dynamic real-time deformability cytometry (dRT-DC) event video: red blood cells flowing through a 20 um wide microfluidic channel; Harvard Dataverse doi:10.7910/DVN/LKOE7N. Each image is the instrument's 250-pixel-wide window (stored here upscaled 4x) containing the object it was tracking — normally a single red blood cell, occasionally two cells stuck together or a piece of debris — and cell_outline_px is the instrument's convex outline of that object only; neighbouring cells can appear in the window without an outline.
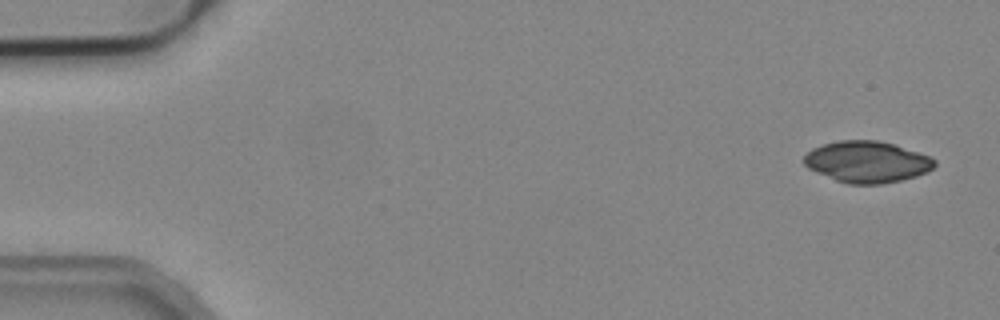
{"species": "common noctule bat (a hibernating species)", "species_latin": "Nyctalus noctula", "temperature_condition": "cold", "stored_images_in_passage": 8, "camera_frame_rate_fps": 3000, "um_per_image_px": 0.085, "animal": {"sex": "male", "body_mass_g": 19.2, "forearm_length_mm": 51.8}, "frame": {"image": 1, "passage_image": 1, "time_ms": 0.0, "image_size_px": [1000, 320], "cell_outline_px": [[936, 164], [928, 172], [916, 176], [900, 180], [880, 184], [848, 184], [836, 180], [816, 172], [808, 168], [804, 164], [804, 156], [812, 148], [824, 144], [840, 140], [880, 140], [896, 144], [932, 156], [936, 160]], "centroid_in_image_um": [73.74, 13.74], "position_along_channel_um": 11.3, "area_um2": 31.73}}